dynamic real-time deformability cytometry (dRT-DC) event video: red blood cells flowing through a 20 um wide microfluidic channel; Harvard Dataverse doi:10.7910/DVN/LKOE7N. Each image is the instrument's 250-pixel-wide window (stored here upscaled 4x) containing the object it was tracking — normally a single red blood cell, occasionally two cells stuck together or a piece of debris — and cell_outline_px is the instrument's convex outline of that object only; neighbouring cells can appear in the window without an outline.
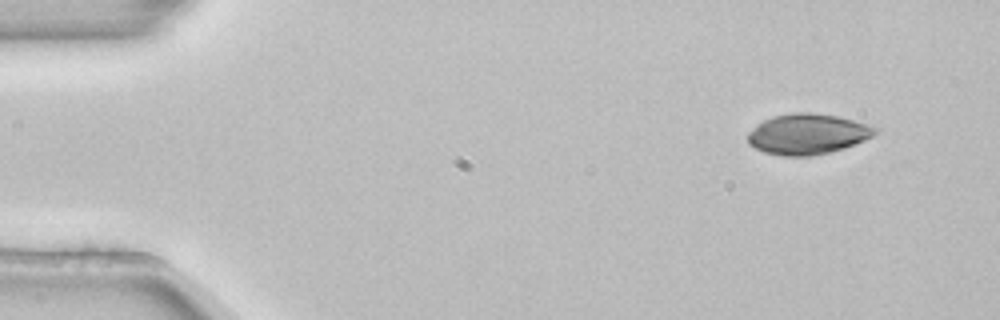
{"species": "common noctule bat (a hibernating species)", "species_latin": "Nyctalus noctula", "temperature_condition": "room temperature", "stored_images_in_passage": 4, "segment_of_instrument_passage": [2, 2], "camera_frame_rate_fps": 3000, "um_per_image_px": 0.085, "animal": {"sex": "female", "body_mass_g": 22.7, "forearm_length_mm": 54.2}, "frame": {"image": 1, "passage_image": 4, "time_ms": 1.0, "image_size_px": [1000, 320], "cell_outline_px": [[876, 132], [872, 136], [864, 140], [844, 148], [812, 156], [780, 156], [764, 152], [748, 144], [748, 132], [756, 124], [772, 116], [792, 112], [812, 112], [840, 116], [868, 124], [876, 128]], "centroid_in_image_um": [68.61, 11.38], "position_along_channel_um": 16.4, "area_um2": 30.23}}